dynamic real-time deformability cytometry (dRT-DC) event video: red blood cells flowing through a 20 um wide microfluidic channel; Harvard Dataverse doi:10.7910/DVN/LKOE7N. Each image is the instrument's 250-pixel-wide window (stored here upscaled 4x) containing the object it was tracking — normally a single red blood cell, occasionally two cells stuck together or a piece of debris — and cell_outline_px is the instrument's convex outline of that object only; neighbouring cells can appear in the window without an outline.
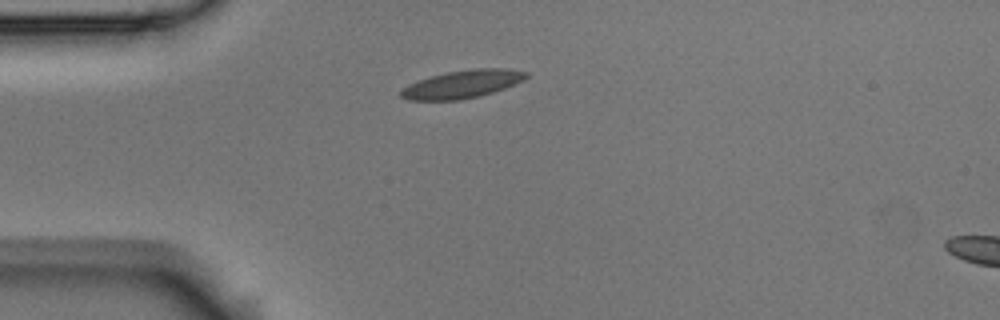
{"species": "Egyptian fruit bat (a non-hibernating species)", "species_latin": "Rousettus aegyptiacus", "temperature_condition": "room temperature", "stored_images_in_passage": 2, "segment_of_instrument_passage": [1, 2], "camera_frame_rate_fps": 3000, "um_per_image_px": 0.085, "animal": {"sex": "male"}, "frame": {"image": 1, "passage_image": 1, "time_ms": 0.0, "image_size_px": [1000, 320], "cell_outline_px": [[528, 76], [524, 80], [504, 88], [492, 92], [476, 96], [456, 100], [408, 100], [400, 96], [400, 92], [408, 84], [432, 76], [448, 72], [472, 68], [508, 68], [528, 72]], "centroid_in_image_um": [39.32, 7.14], "position_along_channel_um": 45.7, "area_um2": 20.11}}